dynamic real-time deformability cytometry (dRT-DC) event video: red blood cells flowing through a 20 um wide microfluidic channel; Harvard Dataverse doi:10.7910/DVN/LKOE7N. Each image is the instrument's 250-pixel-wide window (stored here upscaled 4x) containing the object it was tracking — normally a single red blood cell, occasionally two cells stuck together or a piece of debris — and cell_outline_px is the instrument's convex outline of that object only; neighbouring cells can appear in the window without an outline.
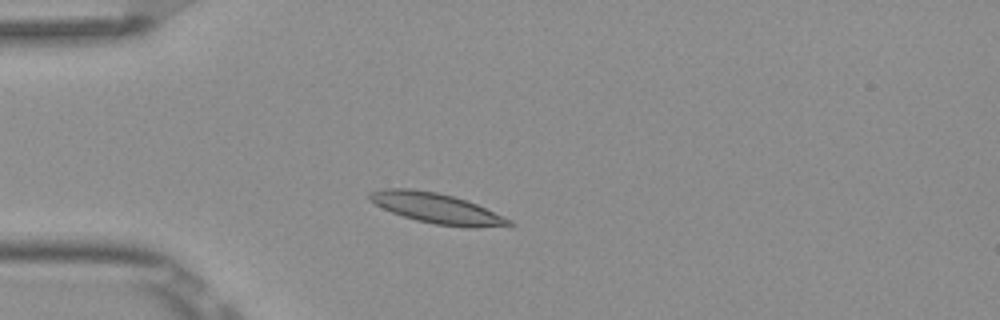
{"species": "Egyptian fruit bat (a non-hibernating species)", "species_latin": "Rousettus aegyptiacus", "temperature_condition": "room temperature", "stored_images_in_passage": 7, "camera_frame_rate_fps": 3000, "um_per_image_px": 0.085, "frame": {"image": 1, "passage_image": 3, "time_ms": 0.667, "image_size_px": [1000, 320], "cell_outline_px": [[516, 224], [476, 228], [464, 228], [436, 224], [416, 220], [392, 212], [368, 200], [368, 192], [384, 188], [412, 188], [436, 192], [452, 196], [476, 204], [512, 220]], "centroid_in_image_um": [37.09, 17.7], "position_along_channel_um": 47.9, "area_um2": 24.45}}
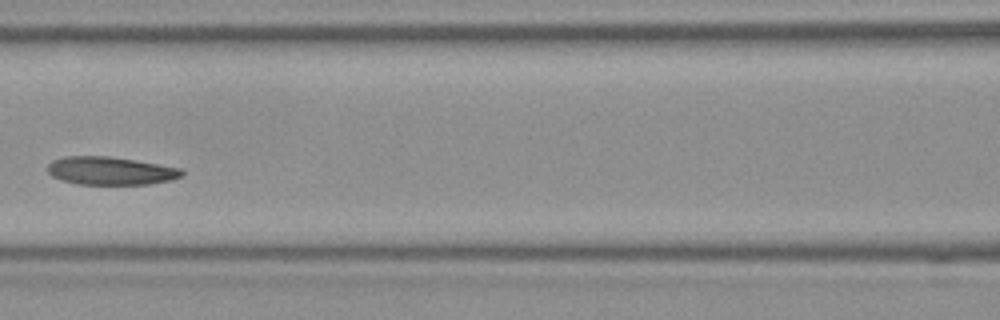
{"frame": {"image": 2, "passage_image": 6, "time_ms": 1.667, "image_size_px": [1000, 320], "cell_outline_px": [[184, 176], [172, 180], [148, 184], [76, 184], [60, 180], [52, 176], [48, 172], [48, 164], [52, 160], [64, 156], [112, 156], [136, 160], [180, 168], [184, 172]], "centroid_in_image_um": [9.39, 14.51], "position_along_channel_um": 157.2, "area_um2": 22.14}}
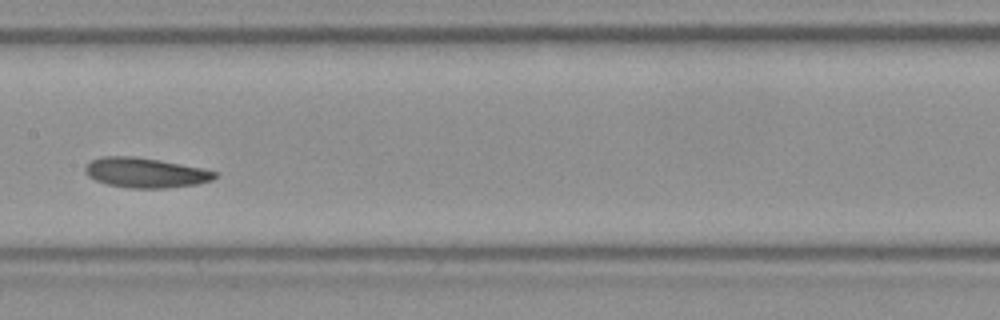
{"frame": {"image": 3, "passage_image": 7, "time_ms": 2.0, "image_size_px": [1000, 320], "cell_outline_px": [[216, 176], [212, 180], [196, 184], [164, 188], [132, 188], [108, 184], [96, 180], [88, 176], [84, 172], [84, 168], [92, 160], [100, 156], [132, 156], [160, 160], [204, 168], [216, 172]], "centroid_in_image_um": [12.35, 14.67], "position_along_channel_um": 195.0, "area_um2": 22.48}}